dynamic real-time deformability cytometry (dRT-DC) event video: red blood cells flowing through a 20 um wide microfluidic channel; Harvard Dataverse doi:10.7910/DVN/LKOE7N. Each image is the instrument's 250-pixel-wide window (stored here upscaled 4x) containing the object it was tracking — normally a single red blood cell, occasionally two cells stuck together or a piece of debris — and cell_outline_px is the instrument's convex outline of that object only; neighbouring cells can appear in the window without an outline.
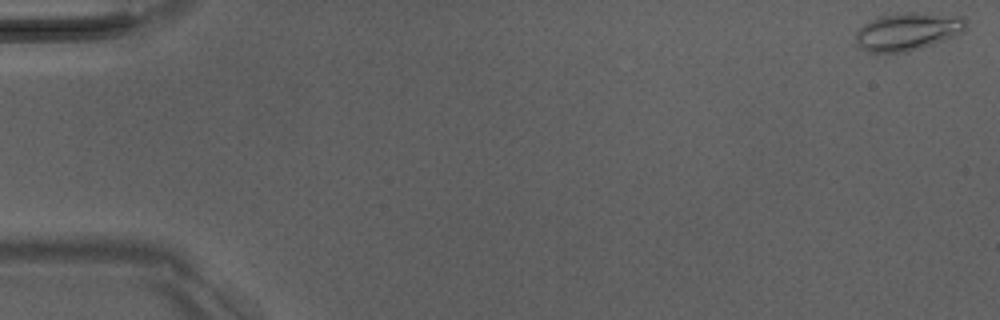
{"species": "Egyptian fruit bat (a non-hibernating species)", "species_latin": "Rousettus aegyptiacus", "temperature_condition": "room temperature", "stored_images_in_passage": 51, "camera_frame_rate_fps": 3000, "um_per_image_px": 0.085, "animal": {"sex": "male"}, "frame": {"image": 1, "passage_image": 1, "time_ms": 0.0, "image_size_px": [1000, 320], "cell_outline_px": [[968, 28], [964, 32], [956, 36], [920, 48], [904, 52], [868, 52], [860, 48], [856, 44], [856, 32], [864, 24], [880, 16], [904, 12], [920, 12], [964, 16], [968, 20]], "centroid_in_image_um": [77.23, 2.66], "position_along_channel_um": 7.8, "area_um2": 24.57}}
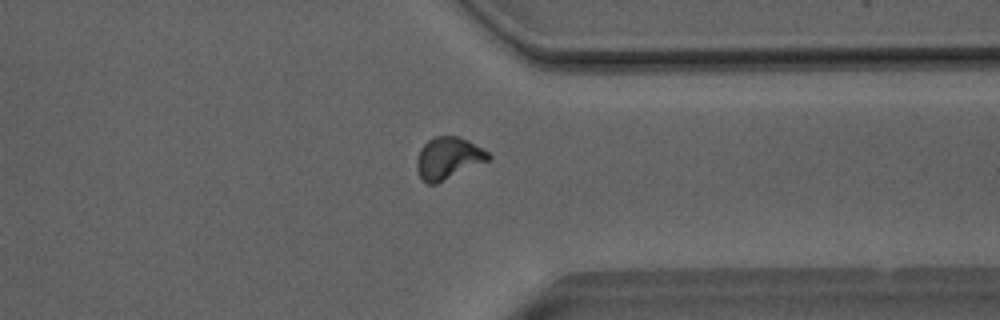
{"frame": {"image": 2, "passage_image": 40, "time_ms": 13.0, "image_size_px": [1000, 320], "cell_outline_px": [[492, 156], [488, 160], [436, 184], [428, 184], [420, 176], [416, 168], [416, 160], [420, 148], [428, 140], [436, 136], [460, 136], [468, 140], [488, 152]], "centroid_in_image_um": [38.08, 13.43], "position_along_channel_um": 373.3, "area_um2": 17.34}}
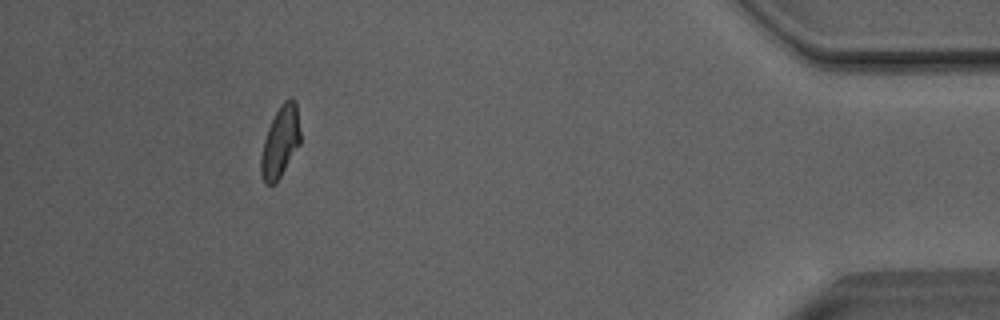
{"frame": {"image": 3, "passage_image": 47, "time_ms": 15.333, "image_size_px": [1000, 320], "cell_outline_px": [[300, 144], [280, 176], [272, 184], [264, 184], [260, 172], [260, 156], [264, 140], [268, 128], [280, 104], [284, 100], [292, 96], [296, 100], [300, 132]], "centroid_in_image_um": [23.82, 12.02], "position_along_channel_um": 411.4, "area_um2": 16.3}, "authors_computed_cell_mechanics": {"area_um2": 16.9932, "velocity_mm_per_s": 4.0443, "shape_relaxation_time_tau1_ms": 7.9992, "shape_relaxation_time_tau2_ms": 2.1125, "deformation_change_tau1": 0.2154, "deformation_change_tau2": 0.0804}}